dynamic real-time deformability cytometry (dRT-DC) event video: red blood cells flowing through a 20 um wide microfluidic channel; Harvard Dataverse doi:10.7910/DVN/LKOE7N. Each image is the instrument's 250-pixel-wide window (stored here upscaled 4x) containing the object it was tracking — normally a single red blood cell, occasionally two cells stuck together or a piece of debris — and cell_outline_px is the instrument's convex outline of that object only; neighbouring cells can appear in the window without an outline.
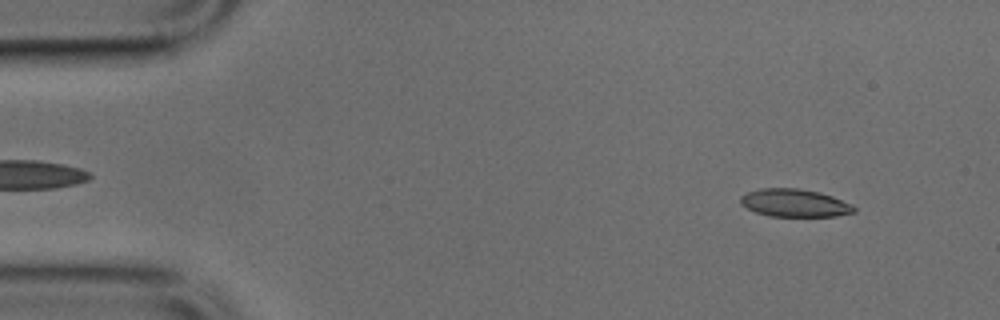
{"species": "common noctule bat (a hibernating species)", "species_latin": "Nyctalus noctula", "temperature_condition": "cold", "stored_images_in_passage": 48, "camera_frame_rate_fps": 3000, "um_per_image_px": 0.085, "animal": {"sex": "male", "body_mass_g": 17.9, "forearm_length_mm": 54.2}, "frame": {"image": 1, "passage_image": 4, "time_ms": 1.0, "image_size_px": [1000, 320], "cell_outline_px": [[856, 212], [836, 216], [768, 216], [756, 212], [740, 204], [740, 196], [748, 192], [760, 188], [796, 188], [820, 192], [832, 196], [852, 204], [856, 208]], "centroid_in_image_um": [67.55, 17.25], "position_along_channel_um": 17.5, "area_um2": 18.44}}
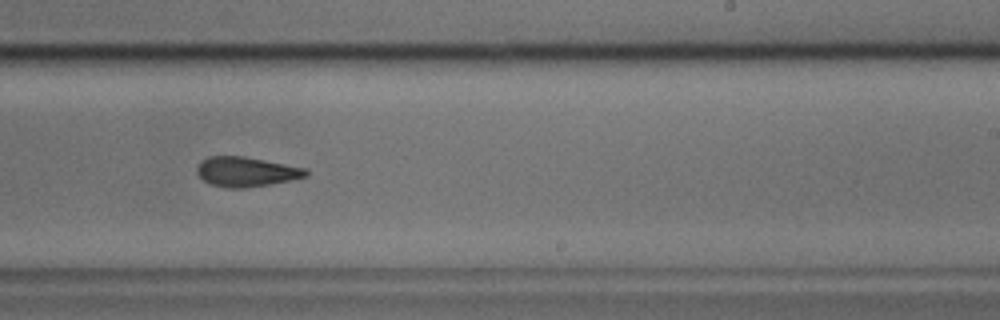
{"frame": {"image": 2, "passage_image": 29, "time_ms": 9.333, "image_size_px": [1000, 320], "cell_outline_px": [[308, 176], [268, 184], [244, 188], [224, 188], [212, 184], [204, 180], [196, 172], [196, 168], [200, 160], [208, 156], [244, 156], [308, 168]], "centroid_in_image_um": [20.91, 14.58], "position_along_channel_um": 268.1, "area_um2": 18.9}}
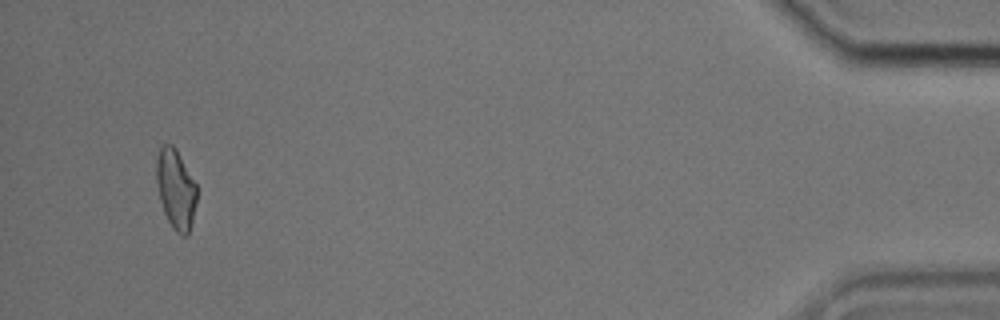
{"frame": {"image": 3, "passage_image": 46, "time_ms": 15.0, "image_size_px": [1000, 320], "cell_outline_px": [[196, 204], [188, 236], [180, 236], [172, 228], [164, 212], [160, 200], [156, 180], [156, 156], [160, 148], [164, 144], [172, 144], [176, 148], [196, 184]], "centroid_in_image_um": [14.93, 16.08], "position_along_channel_um": 420.3, "area_um2": 18.79}}